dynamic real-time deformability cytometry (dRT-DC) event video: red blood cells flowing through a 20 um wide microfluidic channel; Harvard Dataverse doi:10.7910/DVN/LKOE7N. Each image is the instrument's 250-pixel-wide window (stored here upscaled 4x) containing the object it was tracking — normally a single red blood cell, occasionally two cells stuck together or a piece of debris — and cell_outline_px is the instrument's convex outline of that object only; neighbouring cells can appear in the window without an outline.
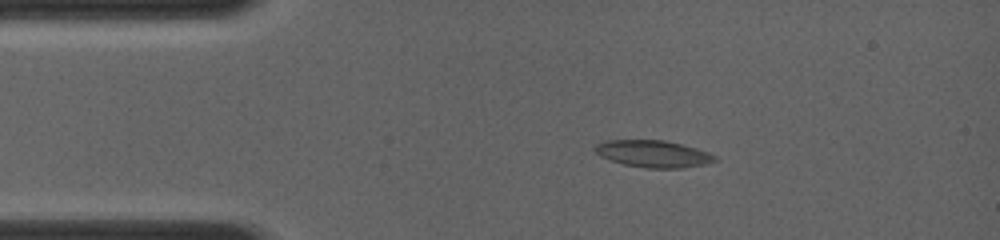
{"species": "common noctule bat (a hibernating species)", "species_latin": "Nyctalus noctula", "temperature_condition": "room temperature", "stored_images_in_passage": 5, "camera_frame_rate_fps": 4000, "um_per_image_px": 0.085, "animal": {"sex": "female", "body_mass_g": 19.0, "forearm_length_mm": 56.7}, "frame": {"image": 1, "passage_image": 3, "time_ms": 1.5, "image_size_px": [1000, 240], "cell_outline_px": [[720, 160], [704, 164], [680, 168], [648, 168], [624, 164], [600, 156], [596, 152], [596, 144], [608, 140], [664, 140], [696, 148], [708, 152], [716, 156]], "centroid_in_image_um": [55.56, 13.07], "position_along_channel_um": 29.4, "area_um2": 18.61}}